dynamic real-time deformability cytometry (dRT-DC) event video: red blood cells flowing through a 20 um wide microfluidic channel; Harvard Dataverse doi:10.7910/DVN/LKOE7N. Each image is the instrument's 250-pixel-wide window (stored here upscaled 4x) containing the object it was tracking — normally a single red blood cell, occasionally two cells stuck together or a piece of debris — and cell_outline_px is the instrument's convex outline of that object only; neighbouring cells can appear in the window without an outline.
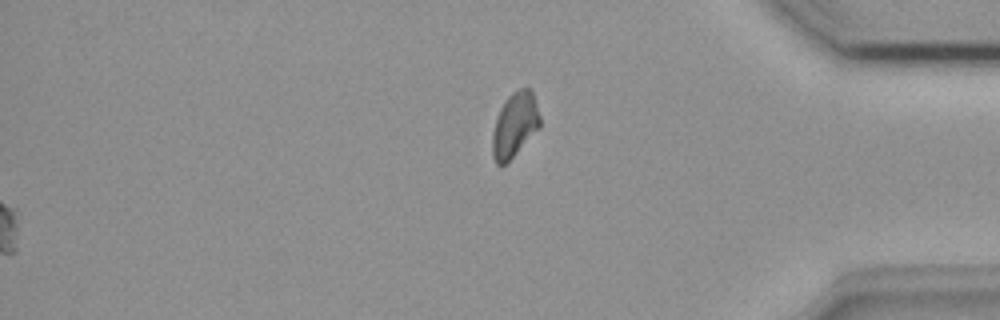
{"species": "common noctule bat (a hibernating species)", "species_latin": "Nyctalus noctula", "temperature_condition": "room temperature", "stored_images_in_passage": 42, "segment_of_instrument_passage": [2, 2], "camera_frame_rate_fps": 3000, "um_per_image_px": 0.085, "animal": {"sex": "female", "body_mass_g": 18.4}, "frame": {"image": 1, "passage_image": 42, "time_ms": 13.667, "image_size_px": [1000, 320], "cell_outline_px": [[540, 128], [508, 164], [496, 164], [492, 156], [492, 132], [500, 108], [508, 96], [512, 92], [520, 88], [528, 88], [532, 92], [540, 116]], "centroid_in_image_um": [43.75, 10.67], "position_along_channel_um": 391.5, "area_um2": 18.15}}